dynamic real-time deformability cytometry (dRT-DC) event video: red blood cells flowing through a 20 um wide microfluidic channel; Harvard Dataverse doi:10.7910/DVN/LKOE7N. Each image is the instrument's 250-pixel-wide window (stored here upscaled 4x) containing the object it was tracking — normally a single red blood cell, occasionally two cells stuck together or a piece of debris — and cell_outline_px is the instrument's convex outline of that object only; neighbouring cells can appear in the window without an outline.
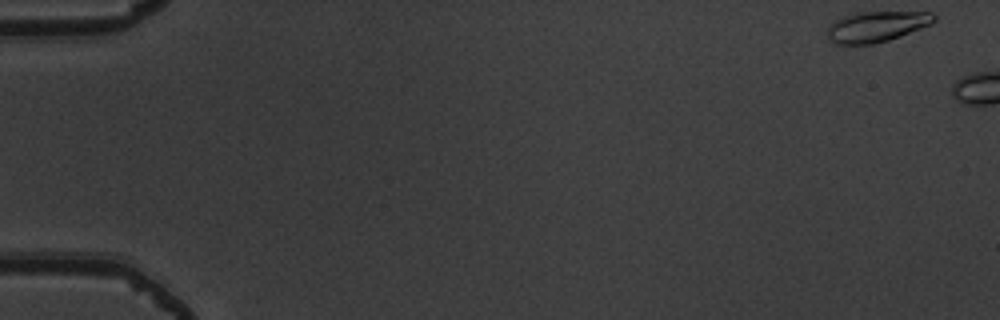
{"species": "common noctule bat (a hibernating species)", "species_latin": "Nyctalus noctula", "temperature_condition": "warm", "stored_images_in_passage": 5, "camera_frame_rate_fps": 3000, "um_per_image_px": 0.085, "animal": {"sex": "male", "body_mass_g": 19.5, "forearm_length_mm": 54.6}, "frame": {"image": 1, "passage_image": 1, "time_ms": 0.0, "image_size_px": [1000, 320], "cell_outline_px": [[936, 20], [932, 24], [888, 40], [872, 44], [836, 44], [828, 40], [828, 28], [840, 16], [860, 12], [932, 12], [936, 16]], "centroid_in_image_um": [74.51, 2.25], "position_along_channel_um": 10.5, "area_um2": 18.96}}